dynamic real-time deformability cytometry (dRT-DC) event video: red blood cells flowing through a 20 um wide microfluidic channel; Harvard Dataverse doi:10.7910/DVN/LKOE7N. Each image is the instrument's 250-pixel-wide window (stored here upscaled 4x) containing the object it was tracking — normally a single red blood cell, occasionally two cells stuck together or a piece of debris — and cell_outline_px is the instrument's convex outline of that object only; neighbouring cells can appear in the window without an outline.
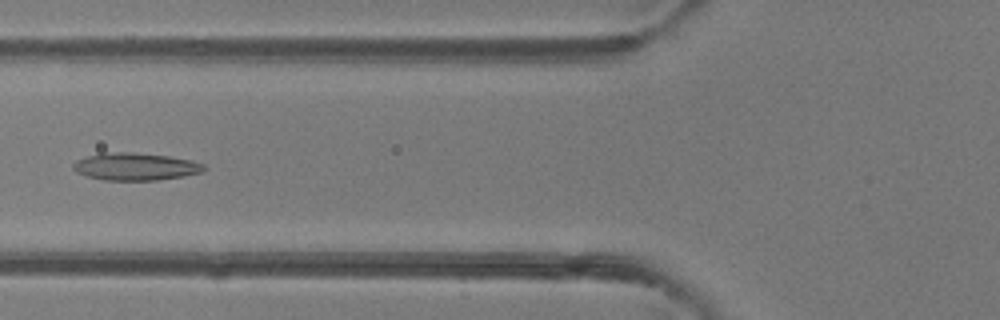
{"species": "common noctule bat (a hibernating species)", "species_latin": "Nyctalus noctula", "temperature_condition": "room temperature", "stored_images_in_passage": 44, "camera_frame_rate_fps": 3000, "um_per_image_px": 0.085, "animal": {"sex": "female"}, "frame": {"image": 1, "passage_image": 15, "time_ms": 4.667, "image_size_px": [1000, 320], "cell_outline_px": [[204, 168], [200, 172], [184, 176], [156, 180], [104, 180], [88, 176], [76, 172], [72, 168], [72, 164], [76, 160], [88, 156], [104, 152], [132, 152], [168, 156], [192, 160], [204, 164]], "centroid_in_image_um": [11.48, 14.15], "position_along_channel_um": 114.3, "area_um2": 20.81}}
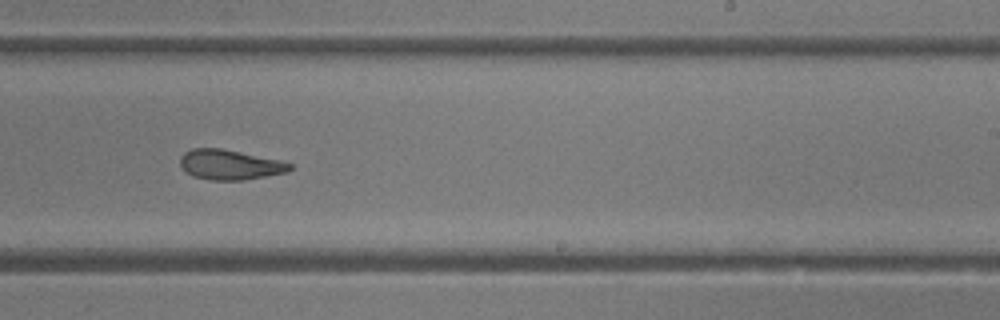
{"frame": {"image": 2, "passage_image": 26, "time_ms": 8.333, "image_size_px": [1000, 320], "cell_outline_px": [[292, 168], [288, 172], [240, 180], [208, 180], [192, 176], [180, 164], [180, 156], [184, 152], [192, 148], [220, 148], [280, 160], [292, 164]], "centroid_in_image_um": [19.52, 13.99], "position_along_channel_um": 269.5, "area_um2": 19.02}}
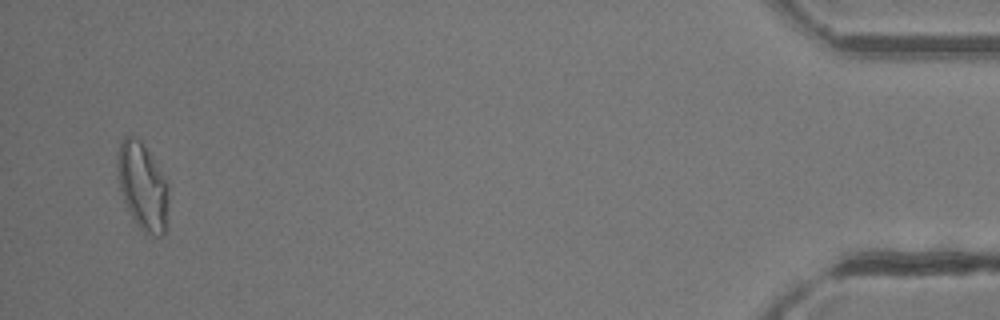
{"frame": {"image": 3, "passage_image": 43, "time_ms": 14.0, "image_size_px": [1000, 320], "cell_outline_px": [[168, 200], [164, 232], [160, 236], [152, 236], [144, 232], [140, 228], [132, 216], [124, 200], [120, 188], [116, 164], [120, 144], [124, 136], [132, 136], [140, 140], [168, 184]], "centroid_in_image_um": [12.11, 15.85], "position_along_channel_um": 423.1, "area_um2": 25.26}, "authors_computed_cell_mechanics": {"area_um2": 20.9236, "velocity_mm_per_s": 4.2339, "shape_relaxation_time_tau1_ms": 5.1104, "shape_relaxation_time_tau2_ms": 2.3968, "deformation_change_tau1": 0.173, "deformation_change_tau2": 0.1122}}